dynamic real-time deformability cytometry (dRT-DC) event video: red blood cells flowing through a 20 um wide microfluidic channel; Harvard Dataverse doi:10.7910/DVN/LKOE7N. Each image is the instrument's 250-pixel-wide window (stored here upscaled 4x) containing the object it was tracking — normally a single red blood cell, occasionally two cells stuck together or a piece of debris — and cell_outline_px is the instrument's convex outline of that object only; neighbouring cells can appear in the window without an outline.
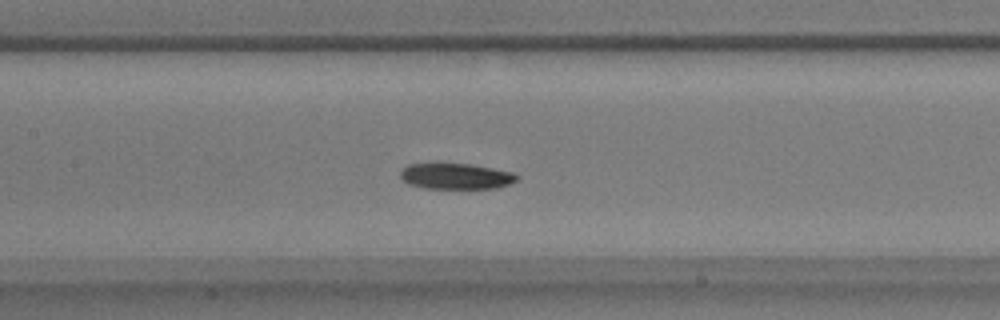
{"species": "common noctule bat (a hibernating species)", "species_latin": "Nyctalus noctula", "temperature_condition": "warm", "stored_images_in_passage": 43, "camera_frame_rate_fps": 3000, "um_per_image_px": 0.085, "animal": {"sex": "male", "body_mass_g": 17.9}, "frame": {"image": 1, "passage_image": 12, "time_ms": 3.667, "image_size_px": [1000, 320], "cell_outline_px": [[520, 176], [516, 180], [508, 184], [496, 188], [424, 188], [408, 184], [400, 176], [400, 172], [408, 164], [440, 160], [468, 164], [512, 172]], "centroid_in_image_um": [38.67, 14.93], "position_along_channel_um": 168.7, "area_um2": 18.09}}
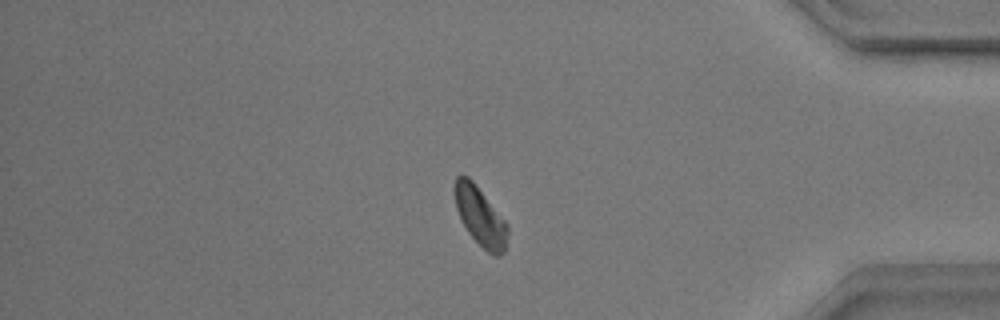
{"frame": {"image": 2, "passage_image": 34, "time_ms": 11.0, "image_size_px": [1000, 320], "cell_outline_px": [[508, 232], [504, 252], [500, 256], [496, 256], [488, 252], [468, 232], [456, 208], [452, 188], [456, 176], [460, 172], [468, 176], [472, 180], [508, 224]], "centroid_in_image_um": [40.79, 18.33], "position_along_channel_um": 394.4, "area_um2": 18.15}}
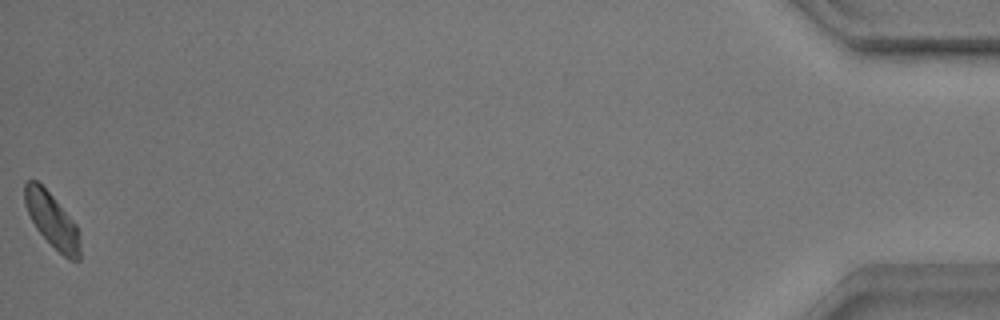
{"frame": {"image": 3, "passage_image": 43, "time_ms": 14.0, "image_size_px": [1000, 320], "cell_outline_px": [[80, 260], [68, 260], [36, 228], [24, 204], [24, 184], [28, 180], [36, 180], [52, 196], [76, 224], [80, 244]], "centroid_in_image_um": [4.42, 18.72], "position_along_channel_um": 430.8, "area_um2": 17.11}, "authors_computed_cell_mechanics": {"area_um2": 18.207, "velocity_mm_per_s": 3.4951, "shape_relaxation_time_tau1_ms": 3.1112, "shape_relaxation_time_tau2_ms": null, "deformation_change_tau1": 0.1035, "deformation_change_tau2": null}}